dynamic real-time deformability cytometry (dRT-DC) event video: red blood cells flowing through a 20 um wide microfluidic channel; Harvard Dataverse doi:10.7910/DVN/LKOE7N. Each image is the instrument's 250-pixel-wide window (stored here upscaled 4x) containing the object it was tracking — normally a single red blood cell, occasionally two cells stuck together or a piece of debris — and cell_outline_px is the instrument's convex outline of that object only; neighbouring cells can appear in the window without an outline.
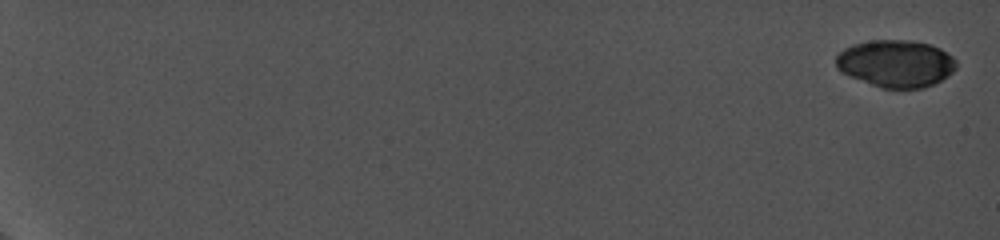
{"species": "common noctule bat (a hibernating species)", "species_latin": "Nyctalus noctula", "temperature_condition": "cold", "stored_images_in_passage": 6, "camera_frame_rate_fps": 5000, "um_per_image_px": 0.085, "animal": {"sex": "female", "body_mass_g": 19.0, "forearm_length_mm": 56.7}, "frame": {"image": 1, "passage_image": 1, "time_ms": 0.0, "image_size_px": [1000, 240], "cell_outline_px": [[956, 68], [948, 76], [924, 88], [884, 88], [872, 84], [840, 72], [836, 68], [836, 56], [844, 48], [852, 44], [872, 40], [912, 40], [932, 44], [940, 48], [952, 56], [956, 60]], "centroid_in_image_um": [76.15, 5.38], "position_along_channel_um": 8.8, "area_um2": 33.12}}